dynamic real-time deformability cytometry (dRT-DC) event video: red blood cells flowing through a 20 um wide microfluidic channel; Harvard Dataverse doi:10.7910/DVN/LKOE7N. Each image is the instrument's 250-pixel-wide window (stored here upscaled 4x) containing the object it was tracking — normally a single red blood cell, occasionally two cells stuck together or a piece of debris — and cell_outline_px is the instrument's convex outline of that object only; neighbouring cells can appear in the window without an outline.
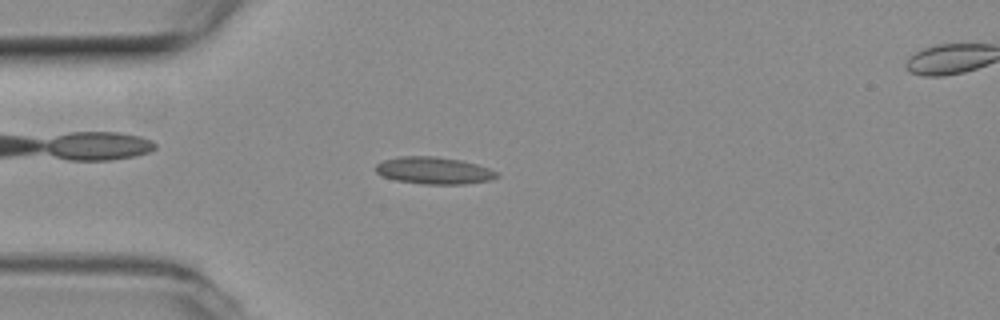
{"species": "common noctule bat (a hibernating species)", "species_latin": "Nyctalus noctula", "temperature_condition": "room temperature", "stored_images_in_passage": 40, "camera_frame_rate_fps": 3000, "um_per_image_px": 0.085, "animal": {"sex": "female", "body_mass_g": 19.3, "forearm_length_mm": 54.1}, "frame": {"image": 1, "passage_image": 1, "time_ms": 0.0, "image_size_px": [1000, 320], "cell_outline_px": [[500, 176], [488, 180], [464, 184], [424, 184], [396, 180], [380, 176], [376, 172], [376, 164], [384, 160], [400, 156], [436, 156], [460, 160], [476, 164], [488, 168], [496, 172]], "centroid_in_image_um": [36.84, 14.49], "position_along_channel_um": 48.2, "area_um2": 19.02}}
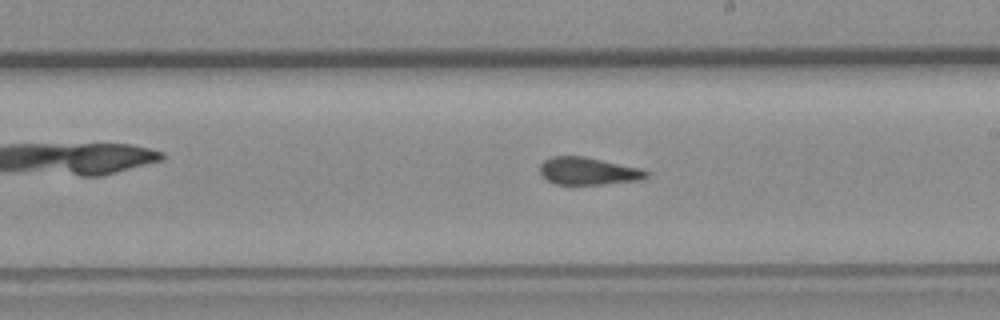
{"frame": {"image": 2, "passage_image": 17, "time_ms": 5.333, "image_size_px": [1000, 320], "cell_outline_px": [[648, 176], [640, 180], [604, 184], [556, 184], [548, 180], [540, 172], [540, 164], [544, 160], [552, 156], [584, 156], [640, 168], [648, 172]], "centroid_in_image_um": [49.99, 14.54], "position_along_channel_um": 239.0, "area_um2": 16.88}}
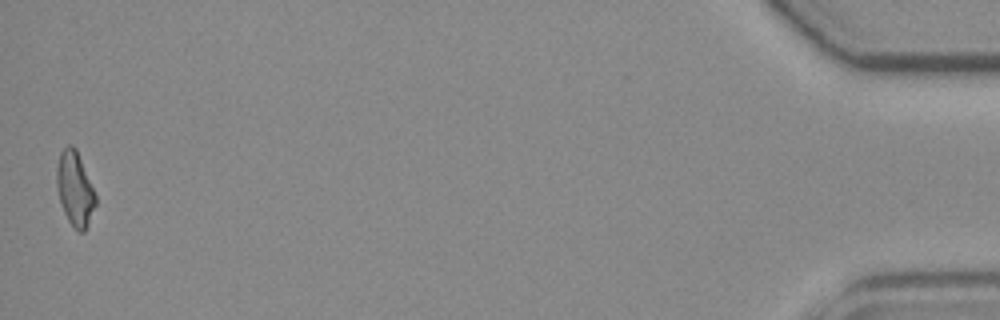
{"frame": {"image": 3, "passage_image": 40, "time_ms": 13.0, "image_size_px": [1000, 320], "cell_outline_px": [[96, 204], [88, 224], [84, 232], [80, 232], [68, 220], [64, 212], [56, 188], [56, 168], [60, 152], [68, 144], [72, 144], [76, 148], [96, 196]], "centroid_in_image_um": [6.35, 16.02], "position_along_channel_um": 428.9, "area_um2": 16.65}, "authors_computed_cell_mechanics": {"area_um2": 17.3111, "velocity_mm_per_s": 3.8016, "shape_relaxation_time_tau1_ms": null, "shape_relaxation_time_tau2_ms": 1.9646, "deformation_change_tau1": null, "deformation_change_tau2": 0.0865}}